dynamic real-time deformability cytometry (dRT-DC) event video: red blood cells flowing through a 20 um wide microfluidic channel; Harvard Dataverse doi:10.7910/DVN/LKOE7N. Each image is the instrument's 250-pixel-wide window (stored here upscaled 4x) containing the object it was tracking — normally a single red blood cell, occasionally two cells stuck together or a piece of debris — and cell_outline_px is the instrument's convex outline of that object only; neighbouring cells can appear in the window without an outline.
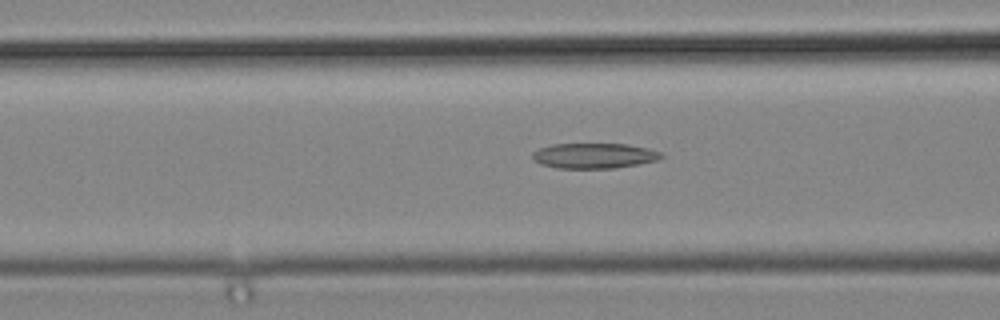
{"species": "common noctule bat (a hibernating species)", "species_latin": "Nyctalus noctula", "temperature_condition": "cold", "stored_images_in_passage": 35, "camera_frame_rate_fps": 3000, "um_per_image_px": 0.085, "animal": {"sex": "male", "body_mass_g": 19.2, "forearm_length_mm": 51.8}, "frame": {"image": 1, "passage_image": 10, "time_ms": 3.0, "image_size_px": [1000, 320], "cell_outline_px": [[664, 156], [656, 160], [616, 168], [556, 168], [540, 164], [532, 160], [532, 152], [540, 148], [552, 144], [628, 144], [648, 148], [660, 152]], "centroid_in_image_um": [50.46, 13.23], "position_along_channel_um": 116.1, "area_um2": 18.96}}
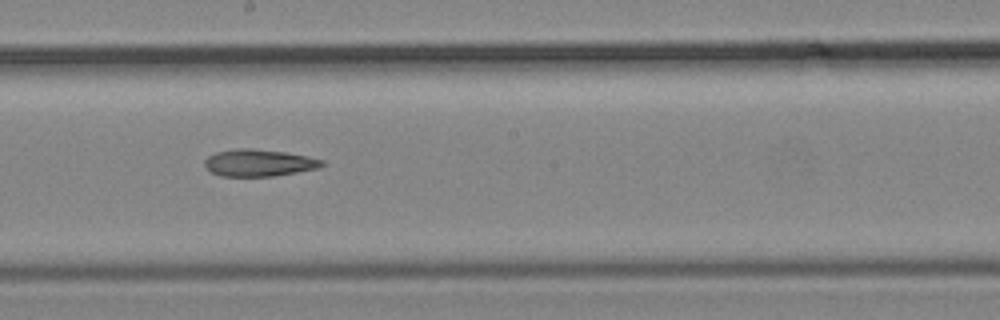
{"frame": {"image": 2, "passage_image": 18, "time_ms": 5.667, "image_size_px": [1000, 320], "cell_outline_px": [[324, 164], [320, 168], [272, 176], [220, 176], [212, 172], [204, 164], [204, 160], [208, 156], [216, 152], [236, 148], [252, 148], [284, 152], [308, 156], [324, 160]], "centroid_in_image_um": [22.01, 13.83], "position_along_channel_um": 226.2, "area_um2": 18.44}}
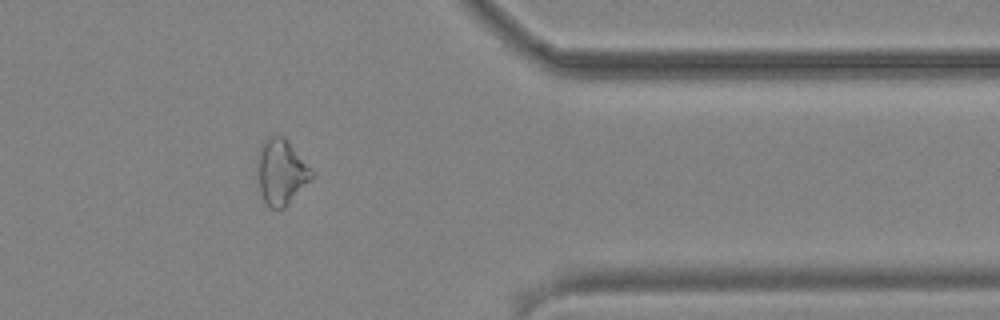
{"frame": {"image": 3, "passage_image": 31, "time_ms": 10.0, "image_size_px": [1000, 320], "cell_outline_px": [[316, 176], [284, 208], [268, 208], [264, 200], [260, 188], [256, 172], [256, 156], [264, 140], [272, 132], [284, 136]], "centroid_in_image_um": [23.87, 14.59], "position_along_channel_um": 387.5, "area_um2": 21.04}}